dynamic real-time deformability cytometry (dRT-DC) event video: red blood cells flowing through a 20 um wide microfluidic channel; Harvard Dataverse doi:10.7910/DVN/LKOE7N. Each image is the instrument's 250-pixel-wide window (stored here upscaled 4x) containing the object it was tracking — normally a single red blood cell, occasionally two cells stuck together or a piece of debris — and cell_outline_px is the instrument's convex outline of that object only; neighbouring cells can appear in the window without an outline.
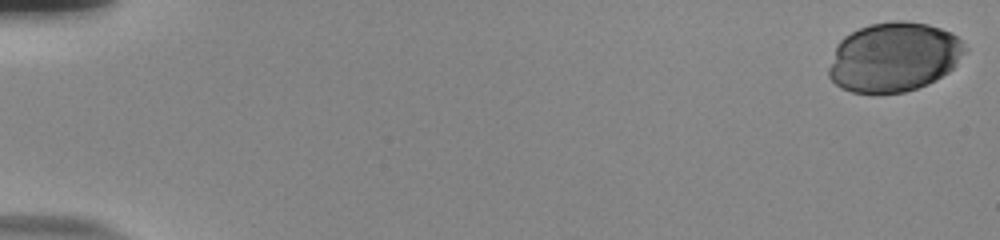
{"species": "human", "species_latin": "Homo sapiens", "temperature_condition": "room temperature", "stored_images_in_passage": 47, "camera_frame_rate_fps": 3000, "um_per_image_px": 0.085, "donor": {"sex": "male"}, "frame": {"image": 1, "passage_image": 1, "time_ms": 0.0, "image_size_px": [1000, 240], "cell_outline_px": [[968, 52], [948, 72], [936, 80], [928, 84], [904, 92], [852, 92], [840, 88], [828, 76], [828, 68], [836, 44], [844, 36], [868, 24], [892, 20], [904, 20], [928, 24], [952, 32], [968, 48]], "centroid_in_image_um": [75.99, 4.83], "position_along_channel_um": 9.0, "area_um2": 55.43}}
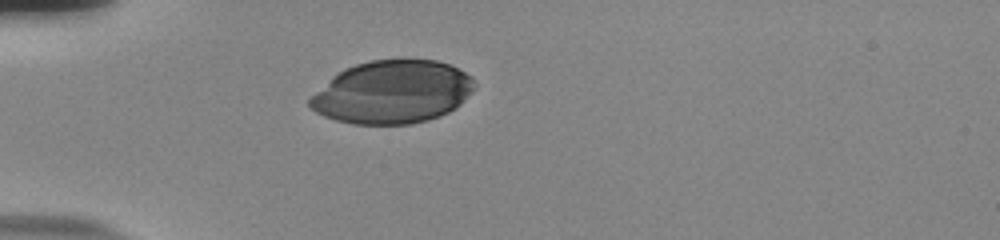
{"frame": {"image": 2, "passage_image": 17, "time_ms": 5.333, "image_size_px": [1000, 240], "cell_outline_px": [[476, 84], [472, 92], [456, 108], [440, 116], [428, 120], [412, 124], [352, 124], [336, 120], [324, 116], [316, 112], [308, 104], [308, 100], [332, 76], [344, 68], [356, 64], [372, 60], [436, 60], [448, 64], [472, 76]], "centroid_in_image_um": [33.36, 7.83], "position_along_channel_um": 51.6, "area_um2": 60.34}}